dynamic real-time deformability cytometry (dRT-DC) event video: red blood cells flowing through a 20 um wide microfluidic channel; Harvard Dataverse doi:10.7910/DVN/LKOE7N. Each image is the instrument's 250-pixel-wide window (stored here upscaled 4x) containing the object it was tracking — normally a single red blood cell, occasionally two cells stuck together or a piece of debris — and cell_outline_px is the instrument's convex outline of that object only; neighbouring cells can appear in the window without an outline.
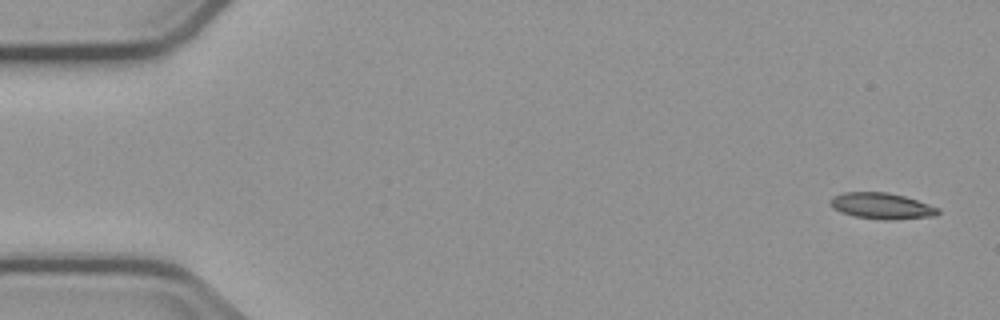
{"species": "common noctule bat (a hibernating species)", "species_latin": "Nyctalus noctula", "temperature_condition": "cold", "stored_images_in_passage": 5, "camera_frame_rate_fps": 3000, "um_per_image_px": 0.085, "animal": {"sex": "male", "body_mass_g": 23.1, "forearm_length_mm": 52.7}, "frame": {"image": 1, "passage_image": 1, "time_ms": 0.0, "image_size_px": [1000, 320], "cell_outline_px": [[940, 212], [936, 216], [888, 220], [884, 220], [856, 216], [840, 212], [832, 208], [828, 204], [828, 200], [832, 196], [844, 192], [888, 192], [904, 196], [940, 208]], "centroid_in_image_um": [74.91, 17.5], "position_along_channel_um": 10.1, "area_um2": 16.53}}